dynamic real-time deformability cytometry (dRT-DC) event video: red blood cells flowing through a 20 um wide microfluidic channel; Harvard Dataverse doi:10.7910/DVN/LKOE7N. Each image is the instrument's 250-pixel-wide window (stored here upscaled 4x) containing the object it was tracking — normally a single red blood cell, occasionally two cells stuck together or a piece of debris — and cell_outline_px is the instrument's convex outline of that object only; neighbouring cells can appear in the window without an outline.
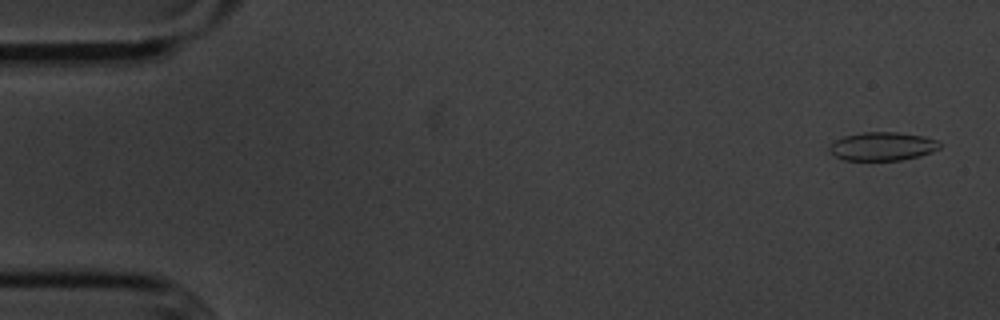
{"species": "common noctule bat (a hibernating species)", "species_latin": "Nyctalus noctula", "temperature_condition": "cold", "stored_images_in_passage": 55, "camera_frame_rate_fps": 3000, "um_per_image_px": 0.085, "animal": {"sex": "male", "body_mass_g": 20.1, "forearm_length_mm": 53.5}, "frame": {"image": 1, "passage_image": 2, "time_ms": 0.333, "image_size_px": [1000, 320], "cell_outline_px": [[940, 148], [932, 152], [920, 156], [900, 160], [844, 160], [836, 156], [828, 148], [836, 140], [844, 136], [860, 132], [896, 132], [924, 136], [940, 140]], "centroid_in_image_um": [75.06, 12.43], "position_along_channel_um": 9.9, "area_um2": 18.32}}
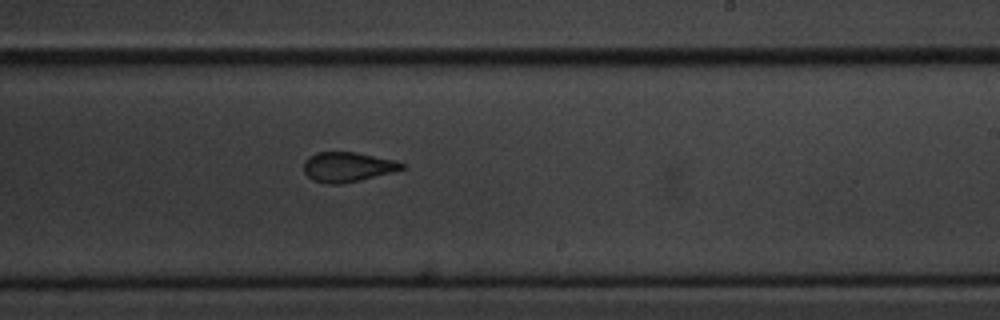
{"frame": {"image": 2, "passage_image": 33, "time_ms": 10.667, "image_size_px": [1000, 320], "cell_outline_px": [[408, 168], [360, 180], [340, 184], [328, 184], [312, 180], [304, 172], [304, 160], [308, 156], [316, 152], [356, 152], [396, 160], [404, 164]], "centroid_in_image_um": [29.55, 14.18], "position_along_channel_um": 259.5, "area_um2": 17.17}}
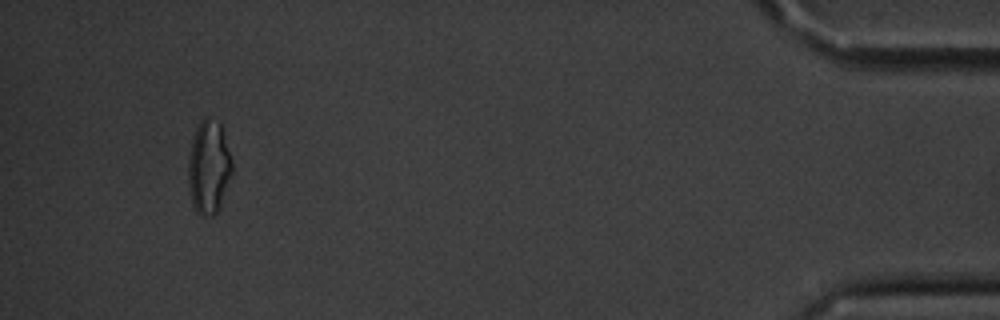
{"frame": {"image": 3, "passage_image": 52, "time_ms": 17.0, "image_size_px": [1000, 320], "cell_outline_px": [[232, 172], [220, 204], [216, 212], [212, 216], [200, 216], [196, 212], [192, 204], [188, 180], [188, 156], [192, 140], [196, 128], [200, 120], [204, 116], [208, 116], [220, 120], [232, 160]], "centroid_in_image_um": [17.74, 14.15], "position_along_channel_um": 417.5, "area_um2": 24.1}, "authors_computed_cell_mechanics": {"area_um2": 18.496, "velocity_mm_per_s": 3.5875, "shape_relaxation_time_tau1_ms": 5.6955, "shape_relaxation_time_tau2_ms": 1.4296, "deformation_change_tau1": 0.1235, "deformation_change_tau2": 0.0621}}